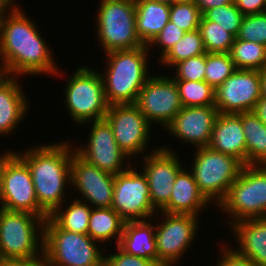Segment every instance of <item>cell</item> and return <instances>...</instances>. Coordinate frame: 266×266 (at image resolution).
<instances>
[{
	"label": "cell",
	"mask_w": 266,
	"mask_h": 266,
	"mask_svg": "<svg viewBox=\"0 0 266 266\" xmlns=\"http://www.w3.org/2000/svg\"><path fill=\"white\" fill-rule=\"evenodd\" d=\"M117 251L106 255V262L110 266H159L154 260L127 254L116 246Z\"/></svg>",
	"instance_id": "obj_39"
},
{
	"label": "cell",
	"mask_w": 266,
	"mask_h": 266,
	"mask_svg": "<svg viewBox=\"0 0 266 266\" xmlns=\"http://www.w3.org/2000/svg\"><path fill=\"white\" fill-rule=\"evenodd\" d=\"M198 30L207 53H229L235 37L218 23L202 16Z\"/></svg>",
	"instance_id": "obj_32"
},
{
	"label": "cell",
	"mask_w": 266,
	"mask_h": 266,
	"mask_svg": "<svg viewBox=\"0 0 266 266\" xmlns=\"http://www.w3.org/2000/svg\"><path fill=\"white\" fill-rule=\"evenodd\" d=\"M218 114L215 105L182 107L165 130L184 144L208 147Z\"/></svg>",
	"instance_id": "obj_19"
},
{
	"label": "cell",
	"mask_w": 266,
	"mask_h": 266,
	"mask_svg": "<svg viewBox=\"0 0 266 266\" xmlns=\"http://www.w3.org/2000/svg\"><path fill=\"white\" fill-rule=\"evenodd\" d=\"M7 76L4 68L0 65V82Z\"/></svg>",
	"instance_id": "obj_49"
},
{
	"label": "cell",
	"mask_w": 266,
	"mask_h": 266,
	"mask_svg": "<svg viewBox=\"0 0 266 266\" xmlns=\"http://www.w3.org/2000/svg\"><path fill=\"white\" fill-rule=\"evenodd\" d=\"M260 97L259 71L237 69L215 89V107L219 113L253 111Z\"/></svg>",
	"instance_id": "obj_18"
},
{
	"label": "cell",
	"mask_w": 266,
	"mask_h": 266,
	"mask_svg": "<svg viewBox=\"0 0 266 266\" xmlns=\"http://www.w3.org/2000/svg\"><path fill=\"white\" fill-rule=\"evenodd\" d=\"M194 154L190 171L200 192L217 208L239 176L244 164L234 156L214 151L209 147L196 148Z\"/></svg>",
	"instance_id": "obj_8"
},
{
	"label": "cell",
	"mask_w": 266,
	"mask_h": 266,
	"mask_svg": "<svg viewBox=\"0 0 266 266\" xmlns=\"http://www.w3.org/2000/svg\"><path fill=\"white\" fill-rule=\"evenodd\" d=\"M261 82V96L266 97V64L259 70Z\"/></svg>",
	"instance_id": "obj_46"
},
{
	"label": "cell",
	"mask_w": 266,
	"mask_h": 266,
	"mask_svg": "<svg viewBox=\"0 0 266 266\" xmlns=\"http://www.w3.org/2000/svg\"><path fill=\"white\" fill-rule=\"evenodd\" d=\"M202 16L206 20L218 23L235 38L239 33L244 18V15L236 7L234 1L227 5L209 9Z\"/></svg>",
	"instance_id": "obj_34"
},
{
	"label": "cell",
	"mask_w": 266,
	"mask_h": 266,
	"mask_svg": "<svg viewBox=\"0 0 266 266\" xmlns=\"http://www.w3.org/2000/svg\"><path fill=\"white\" fill-rule=\"evenodd\" d=\"M214 151L234 156L246 165V141L241 113H219L208 145Z\"/></svg>",
	"instance_id": "obj_21"
},
{
	"label": "cell",
	"mask_w": 266,
	"mask_h": 266,
	"mask_svg": "<svg viewBox=\"0 0 266 266\" xmlns=\"http://www.w3.org/2000/svg\"><path fill=\"white\" fill-rule=\"evenodd\" d=\"M62 205L56 208L49 215V218L60 229L88 235L89 216L92 207L87 202L76 198L71 199L69 203L64 202Z\"/></svg>",
	"instance_id": "obj_28"
},
{
	"label": "cell",
	"mask_w": 266,
	"mask_h": 266,
	"mask_svg": "<svg viewBox=\"0 0 266 266\" xmlns=\"http://www.w3.org/2000/svg\"><path fill=\"white\" fill-rule=\"evenodd\" d=\"M228 228L232 229L234 241L237 239L232 248L256 265L266 266V218L245 219Z\"/></svg>",
	"instance_id": "obj_23"
},
{
	"label": "cell",
	"mask_w": 266,
	"mask_h": 266,
	"mask_svg": "<svg viewBox=\"0 0 266 266\" xmlns=\"http://www.w3.org/2000/svg\"><path fill=\"white\" fill-rule=\"evenodd\" d=\"M193 0H176V3L177 2H192Z\"/></svg>",
	"instance_id": "obj_50"
},
{
	"label": "cell",
	"mask_w": 266,
	"mask_h": 266,
	"mask_svg": "<svg viewBox=\"0 0 266 266\" xmlns=\"http://www.w3.org/2000/svg\"><path fill=\"white\" fill-rule=\"evenodd\" d=\"M159 217L152 218L155 223V240L157 249V264L159 266H177L195 242L201 220L199 216L167 214L158 211ZM163 216V218L161 217ZM160 218V219H159ZM157 219L160 221L158 222Z\"/></svg>",
	"instance_id": "obj_10"
},
{
	"label": "cell",
	"mask_w": 266,
	"mask_h": 266,
	"mask_svg": "<svg viewBox=\"0 0 266 266\" xmlns=\"http://www.w3.org/2000/svg\"><path fill=\"white\" fill-rule=\"evenodd\" d=\"M113 208L126 222L151 220L157 211L151 199L146 175L131 165L115 175Z\"/></svg>",
	"instance_id": "obj_11"
},
{
	"label": "cell",
	"mask_w": 266,
	"mask_h": 266,
	"mask_svg": "<svg viewBox=\"0 0 266 266\" xmlns=\"http://www.w3.org/2000/svg\"><path fill=\"white\" fill-rule=\"evenodd\" d=\"M148 46L115 50L106 55L107 67L100 72L108 105L135 104L141 88L151 76Z\"/></svg>",
	"instance_id": "obj_3"
},
{
	"label": "cell",
	"mask_w": 266,
	"mask_h": 266,
	"mask_svg": "<svg viewBox=\"0 0 266 266\" xmlns=\"http://www.w3.org/2000/svg\"><path fill=\"white\" fill-rule=\"evenodd\" d=\"M45 220L30 212L0 208V258L42 255Z\"/></svg>",
	"instance_id": "obj_9"
},
{
	"label": "cell",
	"mask_w": 266,
	"mask_h": 266,
	"mask_svg": "<svg viewBox=\"0 0 266 266\" xmlns=\"http://www.w3.org/2000/svg\"><path fill=\"white\" fill-rule=\"evenodd\" d=\"M125 220L113 208H92L88 236L101 245L114 239L116 246L122 236Z\"/></svg>",
	"instance_id": "obj_26"
},
{
	"label": "cell",
	"mask_w": 266,
	"mask_h": 266,
	"mask_svg": "<svg viewBox=\"0 0 266 266\" xmlns=\"http://www.w3.org/2000/svg\"><path fill=\"white\" fill-rule=\"evenodd\" d=\"M236 39L266 46V12L245 15Z\"/></svg>",
	"instance_id": "obj_36"
},
{
	"label": "cell",
	"mask_w": 266,
	"mask_h": 266,
	"mask_svg": "<svg viewBox=\"0 0 266 266\" xmlns=\"http://www.w3.org/2000/svg\"><path fill=\"white\" fill-rule=\"evenodd\" d=\"M237 70L229 53H206L205 78L214 89Z\"/></svg>",
	"instance_id": "obj_33"
},
{
	"label": "cell",
	"mask_w": 266,
	"mask_h": 266,
	"mask_svg": "<svg viewBox=\"0 0 266 266\" xmlns=\"http://www.w3.org/2000/svg\"><path fill=\"white\" fill-rule=\"evenodd\" d=\"M115 176L88 163L76 151L72 153L71 185L92 208H110L113 203ZM83 197V198H80Z\"/></svg>",
	"instance_id": "obj_17"
},
{
	"label": "cell",
	"mask_w": 266,
	"mask_h": 266,
	"mask_svg": "<svg viewBox=\"0 0 266 266\" xmlns=\"http://www.w3.org/2000/svg\"><path fill=\"white\" fill-rule=\"evenodd\" d=\"M229 55L237 69L259 71L266 64V46L234 39Z\"/></svg>",
	"instance_id": "obj_29"
},
{
	"label": "cell",
	"mask_w": 266,
	"mask_h": 266,
	"mask_svg": "<svg viewBox=\"0 0 266 266\" xmlns=\"http://www.w3.org/2000/svg\"><path fill=\"white\" fill-rule=\"evenodd\" d=\"M193 2L198 6L203 15L207 10L230 4L233 0H193Z\"/></svg>",
	"instance_id": "obj_43"
},
{
	"label": "cell",
	"mask_w": 266,
	"mask_h": 266,
	"mask_svg": "<svg viewBox=\"0 0 266 266\" xmlns=\"http://www.w3.org/2000/svg\"><path fill=\"white\" fill-rule=\"evenodd\" d=\"M219 257L216 266H258L250 258L238 254L230 243L219 244Z\"/></svg>",
	"instance_id": "obj_40"
},
{
	"label": "cell",
	"mask_w": 266,
	"mask_h": 266,
	"mask_svg": "<svg viewBox=\"0 0 266 266\" xmlns=\"http://www.w3.org/2000/svg\"><path fill=\"white\" fill-rule=\"evenodd\" d=\"M246 141V165H266V125L253 113H241Z\"/></svg>",
	"instance_id": "obj_27"
},
{
	"label": "cell",
	"mask_w": 266,
	"mask_h": 266,
	"mask_svg": "<svg viewBox=\"0 0 266 266\" xmlns=\"http://www.w3.org/2000/svg\"><path fill=\"white\" fill-rule=\"evenodd\" d=\"M149 222L150 220L125 222L117 246L127 254L154 260L157 263L155 223Z\"/></svg>",
	"instance_id": "obj_24"
},
{
	"label": "cell",
	"mask_w": 266,
	"mask_h": 266,
	"mask_svg": "<svg viewBox=\"0 0 266 266\" xmlns=\"http://www.w3.org/2000/svg\"><path fill=\"white\" fill-rule=\"evenodd\" d=\"M206 67V54L191 57L176 63L172 69L171 77L174 80L204 81Z\"/></svg>",
	"instance_id": "obj_37"
},
{
	"label": "cell",
	"mask_w": 266,
	"mask_h": 266,
	"mask_svg": "<svg viewBox=\"0 0 266 266\" xmlns=\"http://www.w3.org/2000/svg\"><path fill=\"white\" fill-rule=\"evenodd\" d=\"M0 266H47L44 253L30 258H0Z\"/></svg>",
	"instance_id": "obj_42"
},
{
	"label": "cell",
	"mask_w": 266,
	"mask_h": 266,
	"mask_svg": "<svg viewBox=\"0 0 266 266\" xmlns=\"http://www.w3.org/2000/svg\"><path fill=\"white\" fill-rule=\"evenodd\" d=\"M240 12L245 15L266 12V0H233Z\"/></svg>",
	"instance_id": "obj_41"
},
{
	"label": "cell",
	"mask_w": 266,
	"mask_h": 266,
	"mask_svg": "<svg viewBox=\"0 0 266 266\" xmlns=\"http://www.w3.org/2000/svg\"><path fill=\"white\" fill-rule=\"evenodd\" d=\"M170 75H151L135 103L151 125L158 124L164 130L183 107L178 86Z\"/></svg>",
	"instance_id": "obj_14"
},
{
	"label": "cell",
	"mask_w": 266,
	"mask_h": 266,
	"mask_svg": "<svg viewBox=\"0 0 266 266\" xmlns=\"http://www.w3.org/2000/svg\"><path fill=\"white\" fill-rule=\"evenodd\" d=\"M96 36L104 54L144 46L136 32L135 0H100Z\"/></svg>",
	"instance_id": "obj_6"
},
{
	"label": "cell",
	"mask_w": 266,
	"mask_h": 266,
	"mask_svg": "<svg viewBox=\"0 0 266 266\" xmlns=\"http://www.w3.org/2000/svg\"><path fill=\"white\" fill-rule=\"evenodd\" d=\"M174 81L183 107L215 105V89L206 81Z\"/></svg>",
	"instance_id": "obj_31"
},
{
	"label": "cell",
	"mask_w": 266,
	"mask_h": 266,
	"mask_svg": "<svg viewBox=\"0 0 266 266\" xmlns=\"http://www.w3.org/2000/svg\"><path fill=\"white\" fill-rule=\"evenodd\" d=\"M15 1L0 14V65L7 76L61 77L62 69L53 59L52 49L40 35L37 23Z\"/></svg>",
	"instance_id": "obj_1"
},
{
	"label": "cell",
	"mask_w": 266,
	"mask_h": 266,
	"mask_svg": "<svg viewBox=\"0 0 266 266\" xmlns=\"http://www.w3.org/2000/svg\"><path fill=\"white\" fill-rule=\"evenodd\" d=\"M185 33L184 30L180 29L176 24L169 20L161 32L148 45V49L151 53L152 48L155 50V46L157 49L159 48L160 58L158 57V59L160 60L184 36Z\"/></svg>",
	"instance_id": "obj_38"
},
{
	"label": "cell",
	"mask_w": 266,
	"mask_h": 266,
	"mask_svg": "<svg viewBox=\"0 0 266 266\" xmlns=\"http://www.w3.org/2000/svg\"><path fill=\"white\" fill-rule=\"evenodd\" d=\"M200 31L198 29L186 32L184 36L168 51L158 62L167 68L173 67L176 63L206 54Z\"/></svg>",
	"instance_id": "obj_30"
},
{
	"label": "cell",
	"mask_w": 266,
	"mask_h": 266,
	"mask_svg": "<svg viewBox=\"0 0 266 266\" xmlns=\"http://www.w3.org/2000/svg\"><path fill=\"white\" fill-rule=\"evenodd\" d=\"M182 169L173 184L168 204L161 210L167 214L193 215L200 217L201 212L211 203L203 196L187 167Z\"/></svg>",
	"instance_id": "obj_22"
},
{
	"label": "cell",
	"mask_w": 266,
	"mask_h": 266,
	"mask_svg": "<svg viewBox=\"0 0 266 266\" xmlns=\"http://www.w3.org/2000/svg\"><path fill=\"white\" fill-rule=\"evenodd\" d=\"M66 83L64 106L75 124L82 126L86 122L105 118L109 105L102 77L96 68L79 66Z\"/></svg>",
	"instance_id": "obj_7"
},
{
	"label": "cell",
	"mask_w": 266,
	"mask_h": 266,
	"mask_svg": "<svg viewBox=\"0 0 266 266\" xmlns=\"http://www.w3.org/2000/svg\"><path fill=\"white\" fill-rule=\"evenodd\" d=\"M160 3L168 4V5H173L176 3V0H154Z\"/></svg>",
	"instance_id": "obj_48"
},
{
	"label": "cell",
	"mask_w": 266,
	"mask_h": 266,
	"mask_svg": "<svg viewBox=\"0 0 266 266\" xmlns=\"http://www.w3.org/2000/svg\"><path fill=\"white\" fill-rule=\"evenodd\" d=\"M104 119L119 148L131 159L151 153L147 147L153 128L135 104L110 105Z\"/></svg>",
	"instance_id": "obj_12"
},
{
	"label": "cell",
	"mask_w": 266,
	"mask_h": 266,
	"mask_svg": "<svg viewBox=\"0 0 266 266\" xmlns=\"http://www.w3.org/2000/svg\"><path fill=\"white\" fill-rule=\"evenodd\" d=\"M13 0H0V14Z\"/></svg>",
	"instance_id": "obj_47"
},
{
	"label": "cell",
	"mask_w": 266,
	"mask_h": 266,
	"mask_svg": "<svg viewBox=\"0 0 266 266\" xmlns=\"http://www.w3.org/2000/svg\"><path fill=\"white\" fill-rule=\"evenodd\" d=\"M170 147L167 144L154 146L150 150L151 153L141 157V170L147 177L151 203L157 212L168 204L173 184L184 165L179 159L180 155Z\"/></svg>",
	"instance_id": "obj_16"
},
{
	"label": "cell",
	"mask_w": 266,
	"mask_h": 266,
	"mask_svg": "<svg viewBox=\"0 0 266 266\" xmlns=\"http://www.w3.org/2000/svg\"><path fill=\"white\" fill-rule=\"evenodd\" d=\"M253 113L266 125V97H260L255 104Z\"/></svg>",
	"instance_id": "obj_44"
},
{
	"label": "cell",
	"mask_w": 266,
	"mask_h": 266,
	"mask_svg": "<svg viewBox=\"0 0 266 266\" xmlns=\"http://www.w3.org/2000/svg\"><path fill=\"white\" fill-rule=\"evenodd\" d=\"M201 18L202 13L193 1L170 5L169 20L185 32L198 29Z\"/></svg>",
	"instance_id": "obj_35"
},
{
	"label": "cell",
	"mask_w": 266,
	"mask_h": 266,
	"mask_svg": "<svg viewBox=\"0 0 266 266\" xmlns=\"http://www.w3.org/2000/svg\"><path fill=\"white\" fill-rule=\"evenodd\" d=\"M136 32L148 46L169 21L170 5L154 0H135Z\"/></svg>",
	"instance_id": "obj_25"
},
{
	"label": "cell",
	"mask_w": 266,
	"mask_h": 266,
	"mask_svg": "<svg viewBox=\"0 0 266 266\" xmlns=\"http://www.w3.org/2000/svg\"><path fill=\"white\" fill-rule=\"evenodd\" d=\"M72 144L64 140L15 151L29 167L38 204L48 215L66 202L65 190L71 185V161L75 151Z\"/></svg>",
	"instance_id": "obj_2"
},
{
	"label": "cell",
	"mask_w": 266,
	"mask_h": 266,
	"mask_svg": "<svg viewBox=\"0 0 266 266\" xmlns=\"http://www.w3.org/2000/svg\"><path fill=\"white\" fill-rule=\"evenodd\" d=\"M99 242L86 234L60 229L49 217L44 223L43 253L47 266H101L106 260Z\"/></svg>",
	"instance_id": "obj_4"
},
{
	"label": "cell",
	"mask_w": 266,
	"mask_h": 266,
	"mask_svg": "<svg viewBox=\"0 0 266 266\" xmlns=\"http://www.w3.org/2000/svg\"><path fill=\"white\" fill-rule=\"evenodd\" d=\"M215 209L229 215H225L228 226L245 219L266 218V165H244Z\"/></svg>",
	"instance_id": "obj_5"
},
{
	"label": "cell",
	"mask_w": 266,
	"mask_h": 266,
	"mask_svg": "<svg viewBox=\"0 0 266 266\" xmlns=\"http://www.w3.org/2000/svg\"><path fill=\"white\" fill-rule=\"evenodd\" d=\"M87 124H91V131L86 145H74L75 151L88 163L114 176L127 170L132 165L131 158L119 148L110 124L100 119L82 125Z\"/></svg>",
	"instance_id": "obj_15"
},
{
	"label": "cell",
	"mask_w": 266,
	"mask_h": 266,
	"mask_svg": "<svg viewBox=\"0 0 266 266\" xmlns=\"http://www.w3.org/2000/svg\"><path fill=\"white\" fill-rule=\"evenodd\" d=\"M18 79L20 80L19 77L6 76L0 82V136L13 135L20 122L29 114L30 102Z\"/></svg>",
	"instance_id": "obj_20"
},
{
	"label": "cell",
	"mask_w": 266,
	"mask_h": 266,
	"mask_svg": "<svg viewBox=\"0 0 266 266\" xmlns=\"http://www.w3.org/2000/svg\"><path fill=\"white\" fill-rule=\"evenodd\" d=\"M0 208L30 212L42 219L49 217L38 204L29 167L15 153V150H6V168L0 196Z\"/></svg>",
	"instance_id": "obj_13"
},
{
	"label": "cell",
	"mask_w": 266,
	"mask_h": 266,
	"mask_svg": "<svg viewBox=\"0 0 266 266\" xmlns=\"http://www.w3.org/2000/svg\"><path fill=\"white\" fill-rule=\"evenodd\" d=\"M5 168H6V151H3V153L0 154V196L3 186Z\"/></svg>",
	"instance_id": "obj_45"
},
{
	"label": "cell",
	"mask_w": 266,
	"mask_h": 266,
	"mask_svg": "<svg viewBox=\"0 0 266 266\" xmlns=\"http://www.w3.org/2000/svg\"><path fill=\"white\" fill-rule=\"evenodd\" d=\"M101 266H110L106 261Z\"/></svg>",
	"instance_id": "obj_51"
}]
</instances>
